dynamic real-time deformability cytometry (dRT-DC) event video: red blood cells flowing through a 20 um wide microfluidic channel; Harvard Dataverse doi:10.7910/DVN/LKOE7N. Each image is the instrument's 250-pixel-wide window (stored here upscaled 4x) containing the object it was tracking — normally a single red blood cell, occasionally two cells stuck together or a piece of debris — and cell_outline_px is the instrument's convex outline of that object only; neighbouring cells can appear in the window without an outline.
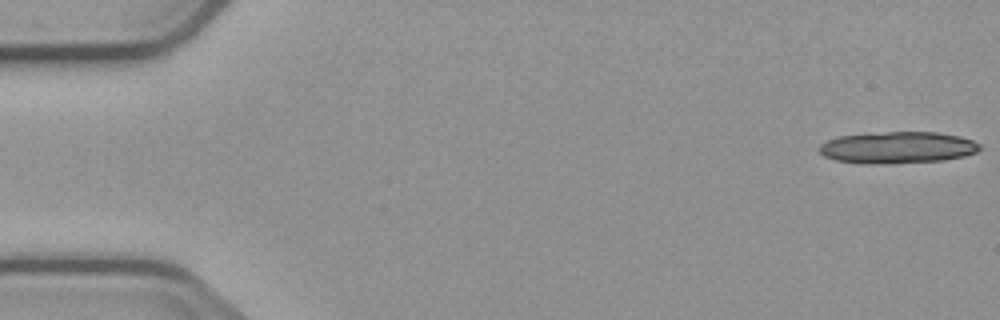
{"species": "common noctule bat (a hibernating species)", "species_latin": "Nyctalus noctula", "temperature_condition": "cold", "stored_images_in_passage": 5, "camera_frame_rate_fps": 3000, "um_per_image_px": 0.085, "animal": {"sex": "male", "body_mass_g": 23.1, "forearm_length_mm": 52.7}, "frame": {"image": 1, "passage_image": 1, "time_ms": 0.0, "image_size_px": [1000, 320], "cell_outline_px": [[980, 148], [976, 152], [964, 156], [944, 160], [888, 164], [864, 164], [836, 160], [824, 156], [816, 148], [820, 144], [836, 136], [888, 132], [936, 132], [960, 136], [972, 140], [980, 144]], "centroid_in_image_um": [76.26, 12.55], "position_along_channel_um": 8.7, "area_um2": 29.82}}